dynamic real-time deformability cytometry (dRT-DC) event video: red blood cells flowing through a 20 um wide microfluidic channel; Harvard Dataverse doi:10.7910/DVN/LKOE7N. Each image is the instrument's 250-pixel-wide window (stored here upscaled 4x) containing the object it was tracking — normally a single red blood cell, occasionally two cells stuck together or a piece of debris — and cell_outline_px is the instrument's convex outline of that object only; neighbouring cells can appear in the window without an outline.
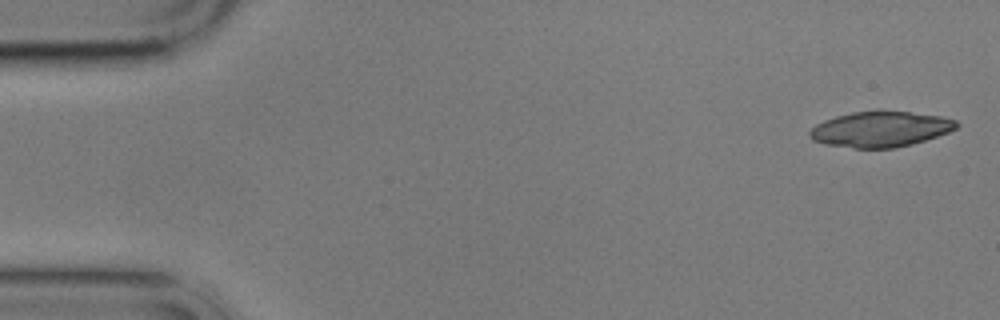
{"species": "common noctule bat (a hibernating species)", "species_latin": "Nyctalus noctula", "temperature_condition": "cold", "stored_images_in_passage": 6, "camera_frame_rate_fps": 3000, "um_per_image_px": 0.085, "animal": {"sex": "male", "body_mass_g": 17.9}, "frame": {"image": 1, "passage_image": 1, "time_ms": 0.0, "image_size_px": [1000, 320], "cell_outline_px": [[960, 124], [956, 128], [948, 132], [912, 144], [892, 148], [856, 148], [824, 144], [812, 140], [808, 136], [808, 132], [816, 124], [824, 120], [836, 116], [852, 112], [876, 108], [880, 108], [940, 116], [956, 120]], "centroid_in_image_um": [74.8, 10.95], "position_along_channel_um": 10.2, "area_um2": 30.92}}